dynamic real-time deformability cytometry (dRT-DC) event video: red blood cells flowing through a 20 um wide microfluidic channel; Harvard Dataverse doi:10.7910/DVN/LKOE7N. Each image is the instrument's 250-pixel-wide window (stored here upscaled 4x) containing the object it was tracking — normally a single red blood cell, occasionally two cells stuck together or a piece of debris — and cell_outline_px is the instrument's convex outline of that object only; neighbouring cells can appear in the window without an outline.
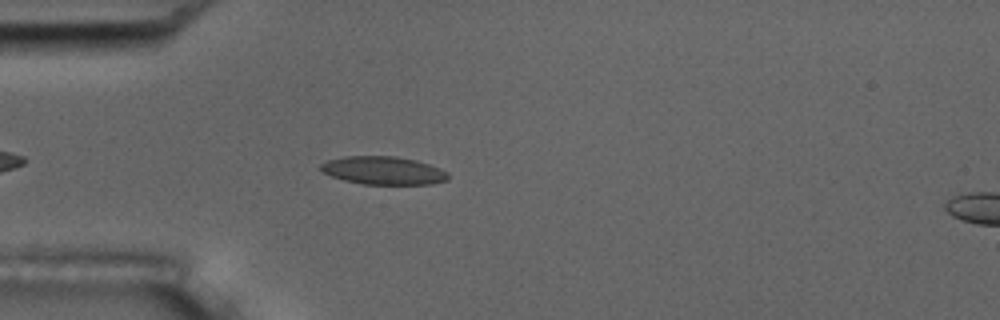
{"species": "common noctule bat (a hibernating species)", "species_latin": "Nyctalus noctula", "temperature_condition": "room temperature", "stored_images_in_passage": 3, "camera_frame_rate_fps": 3000, "um_per_image_px": 0.085, "animal": {"sex": "male", "body_mass_g": 17.5, "forearm_length_mm": 52.3}, "frame": {"image": 1, "passage_image": 3, "time_ms": 2.333, "image_size_px": [1000, 320], "cell_outline_px": [[448, 180], [432, 184], [364, 184], [344, 180], [332, 176], [324, 172], [320, 168], [320, 164], [328, 160], [344, 156], [396, 156], [416, 160], [440, 168], [448, 172]], "centroid_in_image_um": [32.6, 14.49], "position_along_channel_um": 52.4, "area_um2": 20.81}}